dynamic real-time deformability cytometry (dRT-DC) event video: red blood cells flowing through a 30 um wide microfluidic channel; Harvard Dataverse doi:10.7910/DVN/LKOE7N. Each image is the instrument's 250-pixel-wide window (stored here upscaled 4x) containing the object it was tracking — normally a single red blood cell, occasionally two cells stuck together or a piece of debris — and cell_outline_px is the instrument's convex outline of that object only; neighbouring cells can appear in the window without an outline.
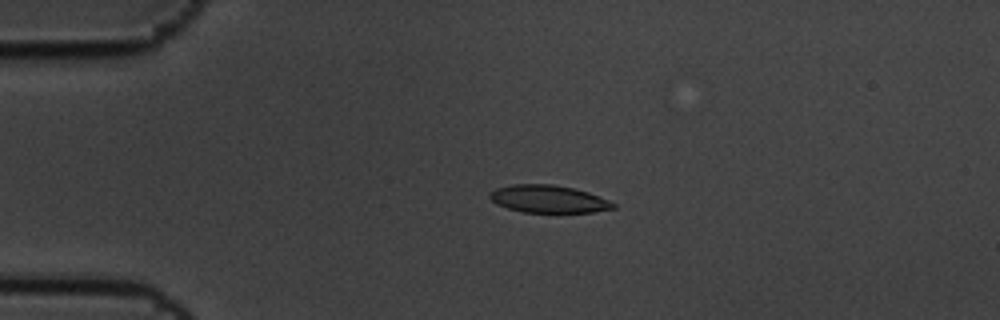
{"species": "common noctule bat (a hibernating species)", "species_latin": "Nyctalus noctula", "temperature_condition": "cold", "stored_images_in_passage": 5, "camera_frame_rate_fps": 3000, "um_per_image_px": 0.085, "animal": {"sex": "male", "body_mass_g": 19.5, "forearm_length_mm": 54.6}, "frame": {"image": 1, "passage_image": 4, "time_ms": 1.0, "image_size_px": [1000, 320], "cell_outline_px": [[616, 208], [592, 212], [524, 212], [508, 208], [496, 204], [488, 196], [496, 188], [512, 184], [552, 184], [572, 188], [588, 192], [608, 200], [616, 204]], "centroid_in_image_um": [46.61, 16.91], "position_along_channel_um": 38.4, "area_um2": 19.65}}